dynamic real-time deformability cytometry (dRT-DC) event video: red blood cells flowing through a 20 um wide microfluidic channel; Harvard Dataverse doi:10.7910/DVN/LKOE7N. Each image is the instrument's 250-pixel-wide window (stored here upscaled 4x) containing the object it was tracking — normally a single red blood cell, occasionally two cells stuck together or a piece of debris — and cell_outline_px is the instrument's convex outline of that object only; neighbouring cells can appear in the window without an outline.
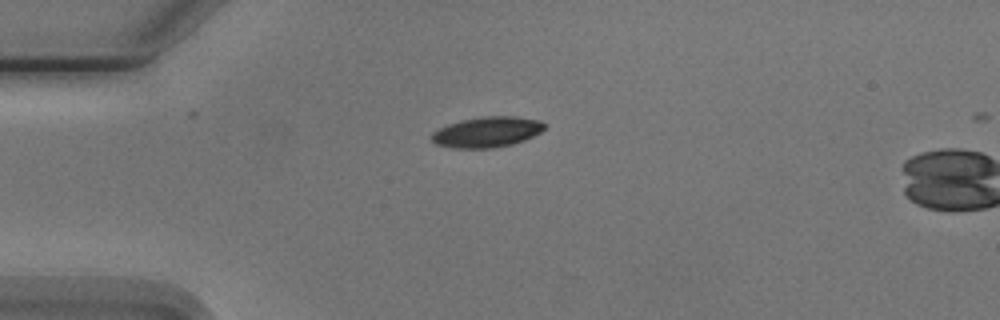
{"species": "Egyptian fruit bat (a non-hibernating species)", "species_latin": "Rousettus aegyptiacus", "temperature_condition": "cold", "stored_images_in_passage": 2, "camera_frame_rate_fps": 3000, "um_per_image_px": 0.085, "animal": {"sex": "male"}, "frame": {"image": 1, "passage_image": 1, "time_ms": 0.0, "image_size_px": [1000, 320], "cell_outline_px": [[544, 128], [540, 132], [524, 140], [512, 144], [492, 148], [452, 148], [436, 144], [432, 140], [432, 132], [448, 124], [460, 120], [480, 116], [516, 116], [540, 120], [544, 124]], "centroid_in_image_um": [41.38, 11.21], "position_along_channel_um": 43.6, "area_um2": 20.06}}